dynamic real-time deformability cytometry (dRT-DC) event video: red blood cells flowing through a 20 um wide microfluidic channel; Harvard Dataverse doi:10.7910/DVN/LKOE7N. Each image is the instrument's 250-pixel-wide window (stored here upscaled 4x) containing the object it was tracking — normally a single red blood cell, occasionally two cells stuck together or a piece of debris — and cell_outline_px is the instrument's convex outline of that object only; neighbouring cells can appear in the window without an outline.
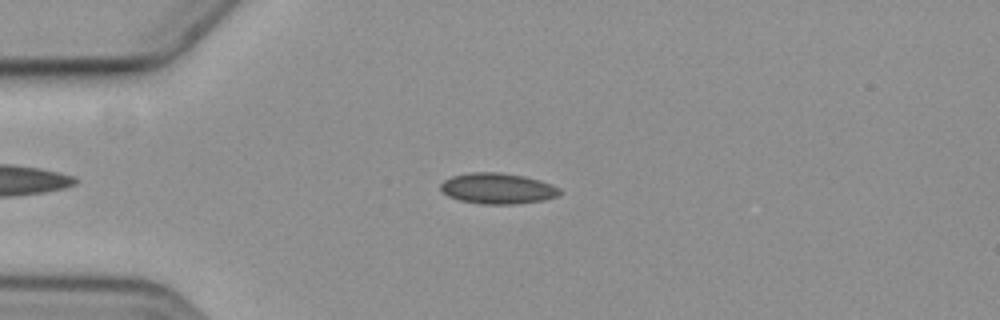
{"species": "common noctule bat (a hibernating species)", "species_latin": "Nyctalus noctula", "temperature_condition": "cold", "stored_images_in_passage": 9, "camera_frame_rate_fps": 3000, "um_per_image_px": 0.085, "animal": {"sex": "female", "body_mass_g": 19.3, "forearm_length_mm": 54.1}, "frame": {"image": 1, "passage_image": 2, "time_ms": 2.0, "image_size_px": [1000, 320], "cell_outline_px": [[560, 192], [556, 196], [544, 200], [516, 204], [480, 204], [460, 200], [448, 196], [440, 188], [440, 184], [444, 180], [452, 176], [468, 172], [500, 172], [524, 176], [540, 180], [560, 188]], "centroid_in_image_um": [42.28, 16.01], "position_along_channel_um": 42.7, "area_um2": 21.39}}
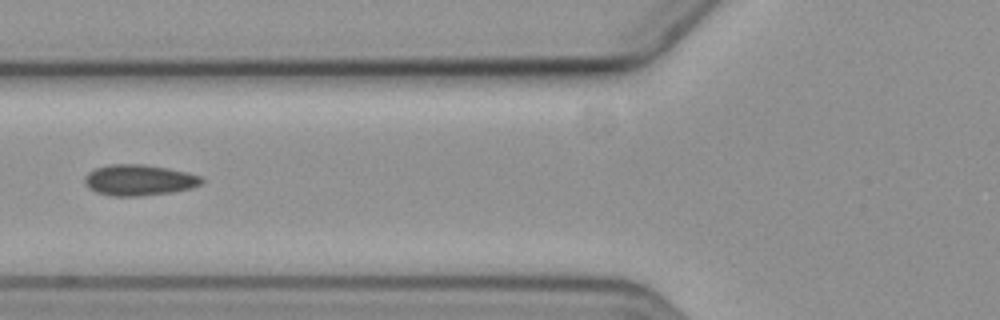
{"frame": {"image": 2, "passage_image": 4, "time_ms": 4.667, "image_size_px": [1000, 320], "cell_outline_px": [[204, 180], [200, 184], [192, 188], [172, 192], [140, 196], [108, 196], [96, 192], [88, 188], [84, 180], [88, 172], [96, 168], [108, 164], [144, 164], [168, 168], [188, 172], [200, 176]], "centroid_in_image_um": [11.81, 15.31], "position_along_channel_um": 114.0, "area_um2": 21.21}}
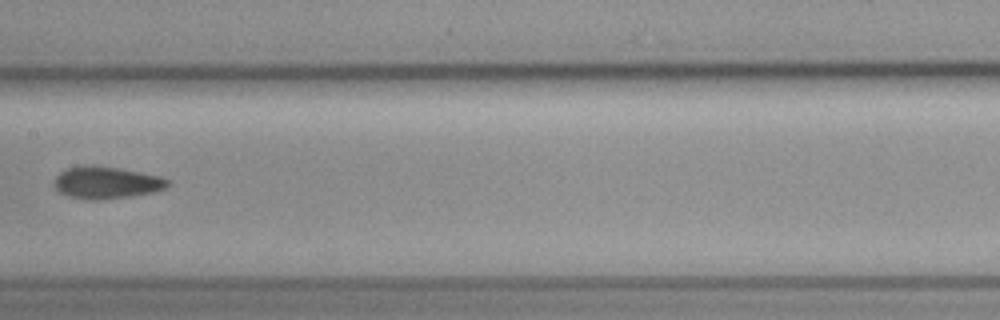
{"frame": {"image": 3, "passage_image": 6, "time_ms": 7.0, "image_size_px": [1000, 320], "cell_outline_px": [[168, 184], [164, 188], [152, 192], [128, 196], [100, 200], [88, 200], [72, 196], [60, 192], [52, 184], [56, 176], [60, 172], [68, 168], [120, 168], [160, 176], [168, 180]], "centroid_in_image_um": [9.05, 15.56], "position_along_channel_um": 198.4, "area_um2": 20.29}}